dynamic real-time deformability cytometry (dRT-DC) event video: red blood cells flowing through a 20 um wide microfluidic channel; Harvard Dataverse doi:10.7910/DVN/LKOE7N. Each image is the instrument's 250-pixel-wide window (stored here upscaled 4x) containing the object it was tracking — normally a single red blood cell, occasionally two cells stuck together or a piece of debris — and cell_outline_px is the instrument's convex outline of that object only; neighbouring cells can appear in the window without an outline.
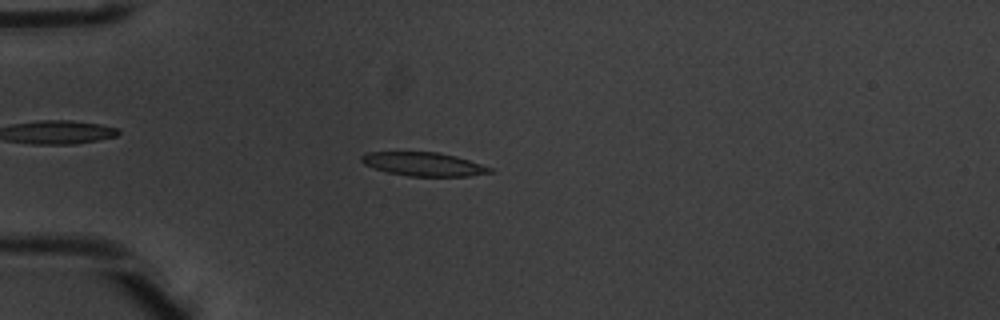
{"species": "common noctule bat (a hibernating species)", "species_latin": "Nyctalus noctula", "temperature_condition": "warm", "stored_images_in_passage": 4, "camera_frame_rate_fps": 3000, "um_per_image_px": 0.085, "animal": {"sex": "male", "body_mass_g": 20.1, "forearm_length_mm": 53.5}, "frame": {"image": 1, "passage_image": 4, "time_ms": 1.0, "image_size_px": [1000, 320], "cell_outline_px": [[492, 172], [468, 176], [408, 176], [388, 172], [364, 164], [360, 160], [360, 156], [368, 152], [436, 152], [456, 156], [492, 168]], "centroid_in_image_um": [35.98, 13.95], "position_along_channel_um": 49.0, "area_um2": 17.46}}